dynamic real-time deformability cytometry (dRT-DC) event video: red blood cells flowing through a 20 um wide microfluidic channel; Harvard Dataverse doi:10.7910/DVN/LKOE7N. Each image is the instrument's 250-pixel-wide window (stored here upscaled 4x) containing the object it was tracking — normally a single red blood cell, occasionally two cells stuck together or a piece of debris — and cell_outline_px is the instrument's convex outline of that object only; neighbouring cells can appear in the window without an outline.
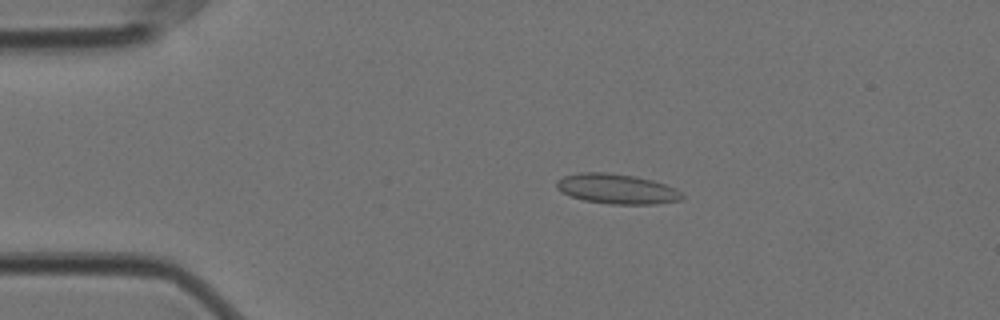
{"species": "Egyptian fruit bat (a non-hibernating species)", "species_latin": "Rousettus aegyptiacus", "temperature_condition": "cold", "stored_images_in_passage": 27, "camera_frame_rate_fps": 3000, "um_per_image_px": 0.085, "animal": {"sex": "female"}, "frame": {"image": 1, "passage_image": 10, "time_ms": 3.0, "image_size_px": [1000, 320], "cell_outline_px": [[684, 196], [680, 200], [656, 204], [612, 204], [584, 200], [572, 196], [556, 188], [556, 180], [564, 176], [580, 172], [604, 172], [632, 176], [652, 180], [676, 188]], "centroid_in_image_um": [52.43, 16.05], "position_along_channel_um": 32.6, "area_um2": 21.68}}
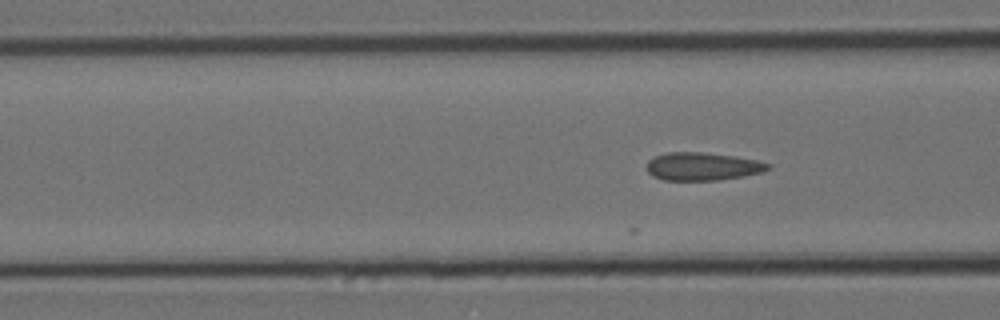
{"frame": {"image": 2, "passage_image": 20, "time_ms": 6.333, "image_size_px": [1000, 320], "cell_outline_px": [[772, 168], [760, 172], [744, 176], [720, 180], [664, 180], [652, 176], [648, 172], [648, 160], [656, 156], [668, 152], [704, 152], [736, 156], [756, 160], [772, 164]], "centroid_in_image_um": [59.74, 14.14], "position_along_channel_um": 106.9, "area_um2": 19.83}}
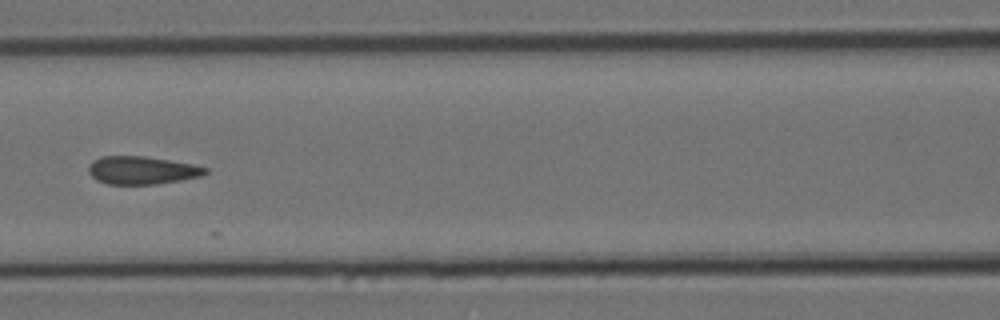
{"frame": {"image": 3, "passage_image": 24, "time_ms": 7.667, "image_size_px": [1000, 320], "cell_outline_px": [[208, 172], [200, 176], [180, 180], [156, 184], [108, 184], [96, 180], [88, 172], [88, 164], [92, 160], [100, 156], [144, 156], [192, 164], [208, 168]], "centroid_in_image_um": [12.01, 14.47], "position_along_channel_um": 154.6, "area_um2": 19.02}}